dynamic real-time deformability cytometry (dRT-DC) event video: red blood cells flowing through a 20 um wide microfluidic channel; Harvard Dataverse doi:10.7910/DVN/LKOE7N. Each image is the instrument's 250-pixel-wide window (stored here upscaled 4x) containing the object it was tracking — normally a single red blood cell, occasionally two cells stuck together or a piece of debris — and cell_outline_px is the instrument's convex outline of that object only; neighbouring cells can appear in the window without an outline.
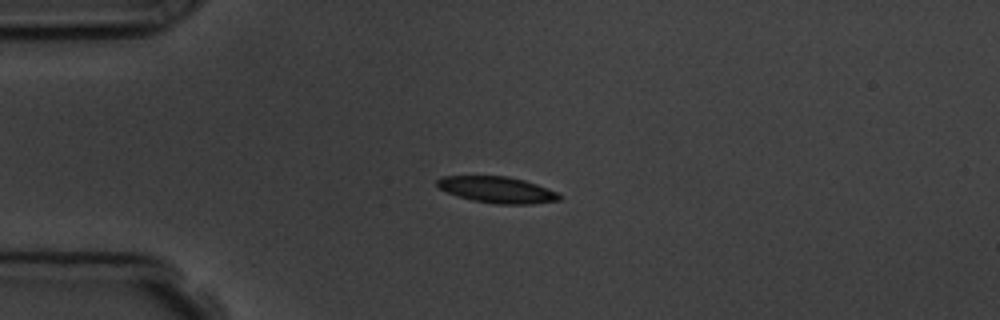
{"species": "common noctule bat (a hibernating species)", "species_latin": "Nyctalus noctula", "temperature_condition": "room temperature", "stored_images_in_passage": 4, "camera_frame_rate_fps": 3000, "um_per_image_px": 0.085, "animal": {"sex": "male", "body_mass_g": 19.5, "forearm_length_mm": 54.6}, "frame": {"image": 1, "passage_image": 2, "time_ms": 2.333, "image_size_px": [1000, 320], "cell_outline_px": [[560, 200], [532, 204], [496, 204], [472, 200], [448, 192], [440, 188], [436, 184], [436, 180], [440, 176], [508, 176], [524, 180], [548, 188], [556, 192], [560, 196]], "centroid_in_image_um": [42.26, 16.12], "position_along_channel_um": 42.7, "area_um2": 18.61}}